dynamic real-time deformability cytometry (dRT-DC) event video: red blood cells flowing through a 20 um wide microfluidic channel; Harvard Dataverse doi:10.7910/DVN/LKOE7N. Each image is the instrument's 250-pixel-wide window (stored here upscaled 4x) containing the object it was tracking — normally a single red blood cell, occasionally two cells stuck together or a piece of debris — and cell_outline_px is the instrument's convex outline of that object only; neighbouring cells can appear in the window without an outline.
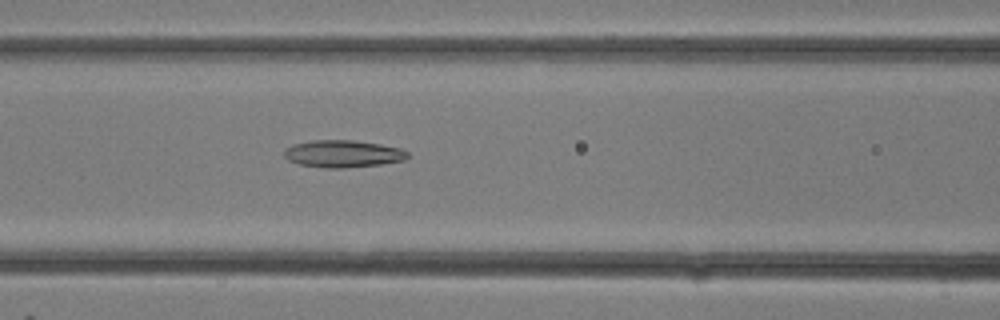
{"species": "common noctule bat (a hibernating species)", "species_latin": "Nyctalus noctula", "temperature_condition": "room temperature", "stored_images_in_passage": 22, "camera_frame_rate_fps": 3000, "um_per_image_px": 0.085, "animal": {"sex": "female"}, "frame": {"image": 1, "passage_image": 13, "time_ms": 4.0, "image_size_px": [1000, 320], "cell_outline_px": [[408, 156], [404, 160], [380, 164], [344, 168], [324, 168], [300, 164], [288, 160], [284, 156], [284, 148], [292, 144], [312, 140], [352, 140], [380, 144], [400, 148], [408, 152]], "centroid_in_image_um": [29.11, 13.06], "position_along_channel_um": 137.5, "area_um2": 19.59}}
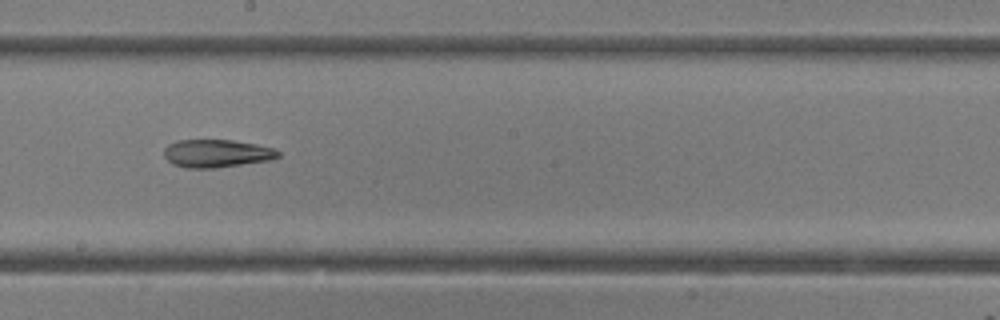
{"frame": {"image": 2, "passage_image": 17, "time_ms": 5.333, "image_size_px": [1000, 320], "cell_outline_px": [[280, 156], [272, 160], [216, 168], [184, 168], [172, 164], [164, 156], [164, 148], [168, 144], [176, 140], [232, 140], [256, 144], [272, 148], [280, 152]], "centroid_in_image_um": [18.4, 13.05], "position_along_channel_um": 229.8, "area_um2": 18.73}}
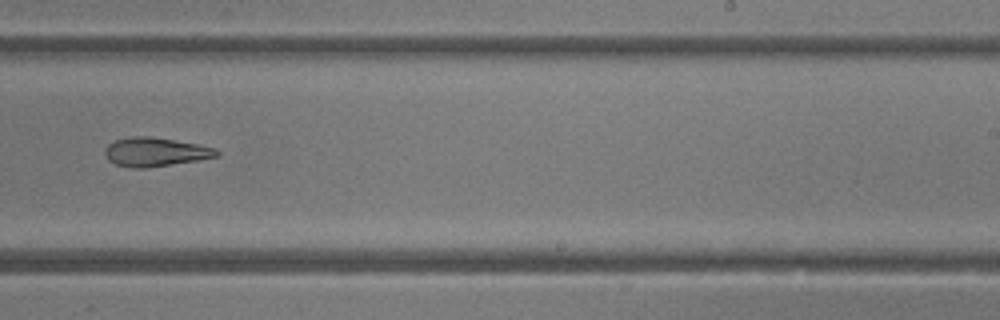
{"frame": {"image": 3, "passage_image": 19, "time_ms": 6.0, "image_size_px": [1000, 320], "cell_outline_px": [[220, 156], [200, 160], [144, 168], [132, 168], [116, 164], [108, 160], [104, 152], [104, 148], [108, 144], [116, 140], [132, 136], [148, 136], [196, 144], [216, 148], [220, 152]], "centroid_in_image_um": [13.21, 12.92], "position_along_channel_um": 275.8, "area_um2": 18.73}}